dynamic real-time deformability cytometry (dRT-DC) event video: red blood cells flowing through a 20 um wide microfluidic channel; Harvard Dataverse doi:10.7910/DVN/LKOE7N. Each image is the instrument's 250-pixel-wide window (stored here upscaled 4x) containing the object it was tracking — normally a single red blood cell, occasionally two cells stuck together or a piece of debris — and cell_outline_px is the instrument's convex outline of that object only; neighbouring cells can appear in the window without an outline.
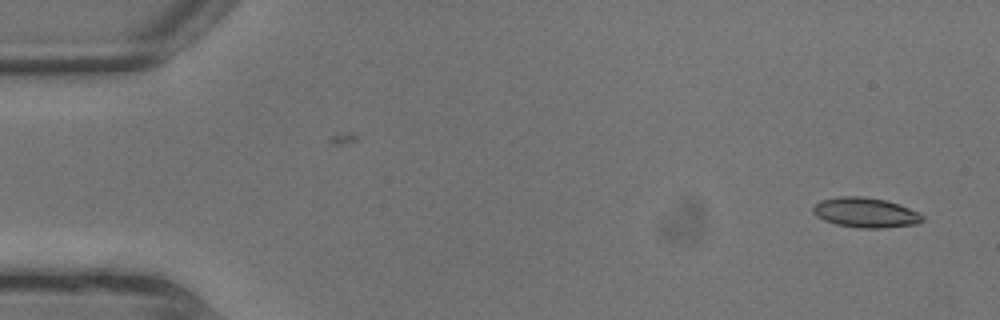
{"species": "common noctule bat (a hibernating species)", "species_latin": "Nyctalus noctula", "temperature_condition": "warm", "stored_images_in_passage": 3, "camera_frame_rate_fps": 3000, "um_per_image_px": 0.085, "animal": {"sex": "male", "body_mass_g": 13.3}, "frame": {"image": 1, "passage_image": 3, "time_ms": 0.667, "image_size_px": [1000, 320], "cell_outline_px": [[924, 220], [920, 224], [884, 228], [856, 228], [836, 224], [824, 220], [816, 216], [812, 212], [812, 208], [820, 200], [836, 196], [860, 196], [884, 200], [908, 208], [924, 216]], "centroid_in_image_um": [73.54, 18.08], "position_along_channel_um": 11.5, "area_um2": 19.13}}